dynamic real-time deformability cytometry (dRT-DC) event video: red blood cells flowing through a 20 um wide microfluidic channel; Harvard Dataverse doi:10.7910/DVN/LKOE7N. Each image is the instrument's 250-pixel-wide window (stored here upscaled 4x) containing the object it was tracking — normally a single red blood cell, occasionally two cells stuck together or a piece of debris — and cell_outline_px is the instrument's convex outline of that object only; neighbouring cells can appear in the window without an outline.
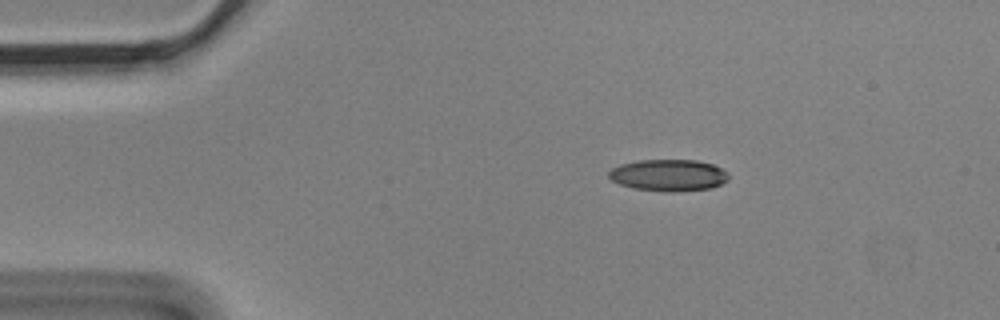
{"species": "Egyptian fruit bat (a non-hibernating species)", "species_latin": "Rousettus aegyptiacus", "temperature_condition": "cold", "stored_images_in_passage": 2, "camera_frame_rate_fps": 3000, "um_per_image_px": 0.085, "animal": {"sex": "male"}, "frame": {"image": 1, "passage_image": 2, "time_ms": 0.333, "image_size_px": [1000, 320], "cell_outline_px": [[728, 180], [712, 188], [676, 192], [664, 192], [632, 188], [620, 184], [612, 180], [608, 176], [608, 172], [612, 168], [620, 164], [640, 160], [696, 160], [712, 164], [728, 172]], "centroid_in_image_um": [56.82, 14.9], "position_along_channel_um": 28.2, "area_um2": 22.25}}